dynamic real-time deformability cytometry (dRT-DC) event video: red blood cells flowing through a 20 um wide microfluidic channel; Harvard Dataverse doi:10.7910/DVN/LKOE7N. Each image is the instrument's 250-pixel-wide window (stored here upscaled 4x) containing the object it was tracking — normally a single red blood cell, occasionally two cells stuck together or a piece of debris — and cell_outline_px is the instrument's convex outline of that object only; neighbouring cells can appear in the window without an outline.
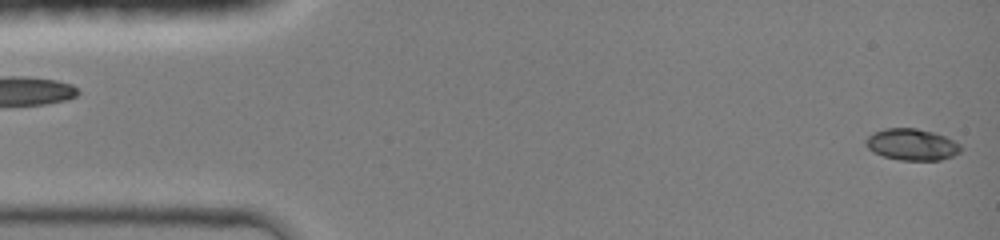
{"species": "common noctule bat (a hibernating species)", "species_latin": "Nyctalus noctula", "temperature_condition": "room temperature", "stored_images_in_passage": 46, "camera_frame_rate_fps": 3000, "um_per_image_px": 0.085, "animal": {"sex": "female", "body_mass_g": 19.0, "forearm_length_mm": 51.5}, "frame": {"image": 1, "passage_image": 1, "time_ms": 0.0, "image_size_px": [1000, 240], "cell_outline_px": [[960, 152], [952, 156], [940, 160], [900, 160], [884, 156], [872, 152], [864, 144], [864, 140], [872, 132], [884, 128], [916, 128], [932, 132], [944, 136], [960, 144]], "centroid_in_image_um": [77.45, 12.28], "position_along_channel_um": 7.6, "area_um2": 17.46}}
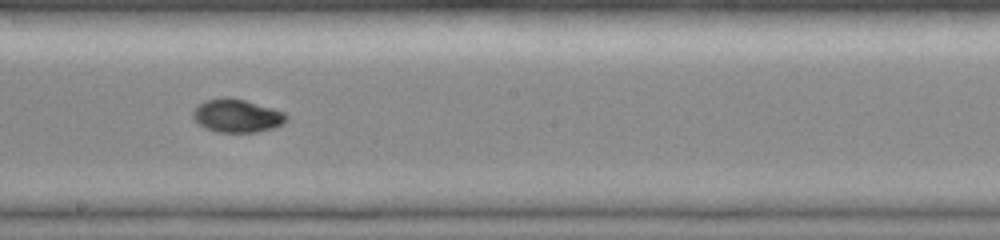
{"frame": {"image": 2, "passage_image": 25, "time_ms": 8.0, "image_size_px": [1000, 240], "cell_outline_px": [[288, 120], [284, 124], [272, 128], [256, 132], [216, 132], [204, 128], [192, 116], [192, 112], [196, 104], [204, 100], [224, 96], [244, 100], [272, 108], [284, 112], [288, 116]], "centroid_in_image_um": [20.12, 9.83], "position_along_channel_um": 228.1, "area_um2": 18.26}}
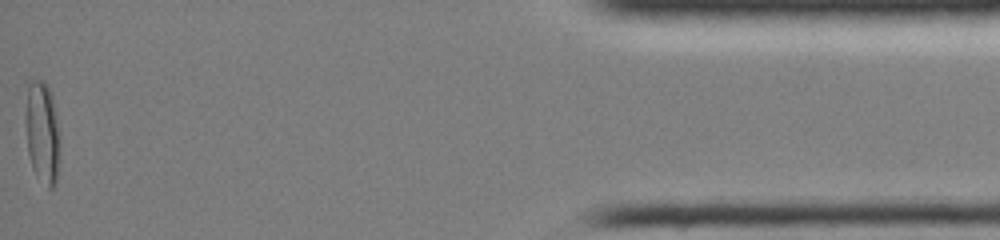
{"frame": {"image": 3, "passage_image": 45, "time_ms": 14.667, "image_size_px": [1000, 240], "cell_outline_px": [[60, 160], [56, 184], [52, 188], [48, 188], [36, 176], [32, 168], [28, 152], [24, 120], [28, 84], [32, 80], [44, 80], [48, 84], [52, 96], [60, 132]], "centroid_in_image_um": [3.61, 11.28], "position_along_channel_um": 431.6, "area_um2": 21.27}}